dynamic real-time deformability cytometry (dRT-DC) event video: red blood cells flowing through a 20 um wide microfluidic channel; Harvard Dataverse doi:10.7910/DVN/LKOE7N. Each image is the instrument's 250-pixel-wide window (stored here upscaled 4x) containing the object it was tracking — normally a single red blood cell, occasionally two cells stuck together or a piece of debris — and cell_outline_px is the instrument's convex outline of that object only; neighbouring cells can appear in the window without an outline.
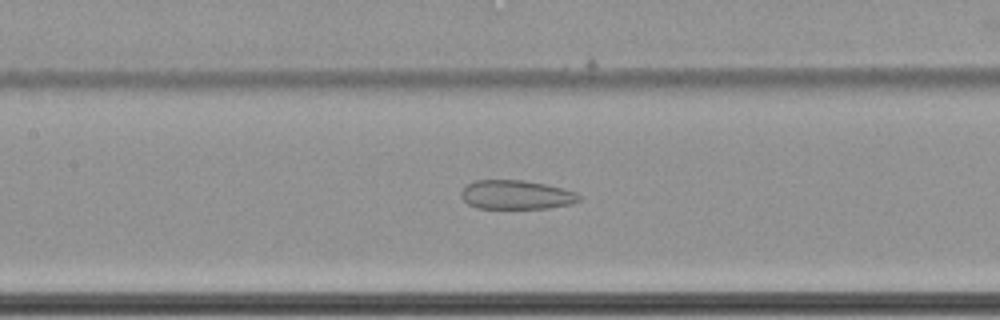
{"species": "common noctule bat (a hibernating species)", "species_latin": "Nyctalus noctula", "temperature_condition": "cold", "stored_images_in_passage": 65, "camera_frame_rate_fps": 3000, "um_per_image_px": 0.085, "animal": {"sex": "female", "body_mass_g": 22.7, "forearm_length_mm": 54.2}, "frame": {"image": 1, "passage_image": 34, "time_ms": 11.0, "image_size_px": [1000, 320], "cell_outline_px": [[580, 200], [572, 204], [548, 208], [476, 208], [468, 204], [460, 196], [460, 192], [468, 184], [476, 180], [524, 180], [544, 184], [576, 192], [580, 196]], "centroid_in_image_um": [43.86, 16.56], "position_along_channel_um": 163.5, "area_um2": 19.88}}
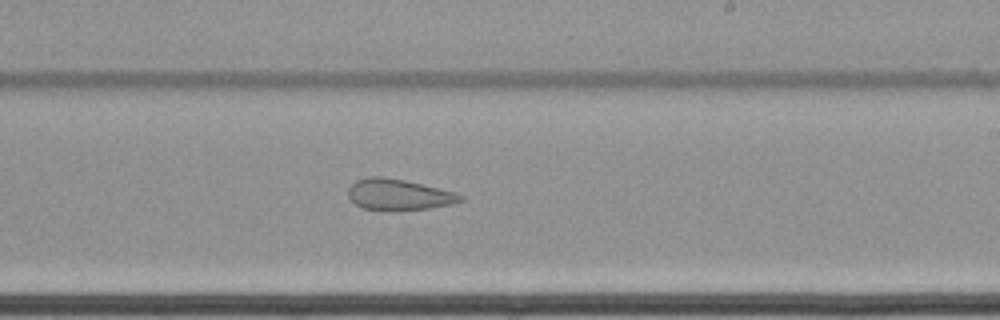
{"frame": {"image": 2, "passage_image": 42, "time_ms": 13.667, "image_size_px": [1000, 320], "cell_outline_px": [[464, 200], [452, 204], [428, 208], [388, 212], [360, 208], [348, 196], [348, 188], [356, 180], [368, 176], [380, 176], [404, 180], [456, 192], [464, 196]], "centroid_in_image_um": [33.87, 16.56], "position_along_channel_um": 255.1, "area_um2": 20.63}}
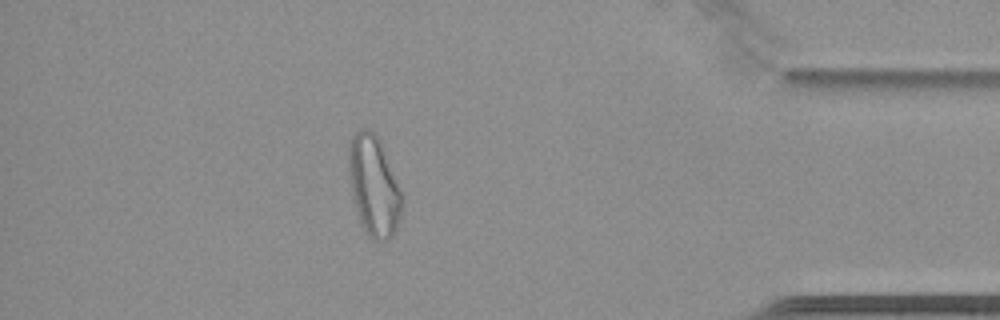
{"frame": {"image": 3, "passage_image": 58, "time_ms": 19.0, "image_size_px": [1000, 320], "cell_outline_px": [[404, 204], [396, 232], [388, 240], [372, 240], [364, 232], [360, 224], [352, 196], [348, 172], [348, 140], [360, 128], [364, 128], [372, 132], [380, 140], [404, 196]], "centroid_in_image_um": [31.78, 15.84], "position_along_channel_um": 403.4, "area_um2": 31.85}}